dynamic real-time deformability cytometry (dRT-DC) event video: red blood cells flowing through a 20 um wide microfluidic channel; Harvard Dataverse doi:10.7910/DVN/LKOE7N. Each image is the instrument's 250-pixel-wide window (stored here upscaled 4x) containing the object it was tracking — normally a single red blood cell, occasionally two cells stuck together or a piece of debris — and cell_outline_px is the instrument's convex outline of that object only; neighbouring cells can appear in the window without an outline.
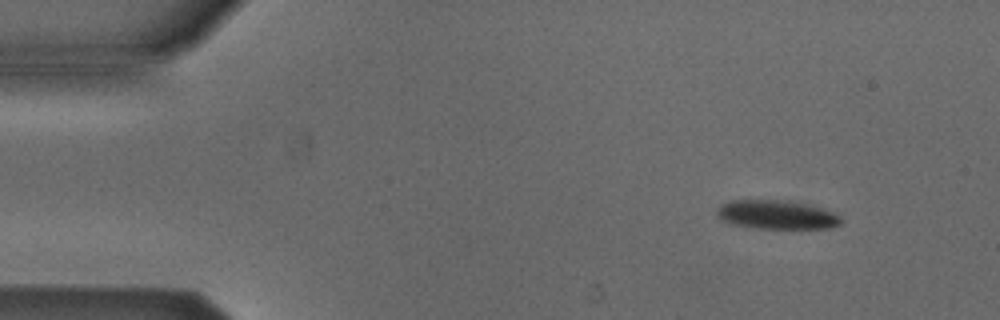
{"species": "Egyptian fruit bat (a non-hibernating species)", "species_latin": "Rousettus aegyptiacus", "temperature_condition": "cold", "stored_images_in_passage": 8, "camera_frame_rate_fps": 3000, "um_per_image_px": 0.085, "animal": {"sex": "male"}, "frame": {"image": 1, "passage_image": 1, "time_ms": 0.0, "image_size_px": [1000, 320], "cell_outline_px": [[840, 224], [832, 228], [752, 228], [728, 224], [720, 220], [716, 212], [720, 204], [732, 200], [776, 200], [804, 204], [824, 208], [840, 216]], "centroid_in_image_um": [65.95, 18.26], "position_along_channel_um": 19.1, "area_um2": 20.87}}
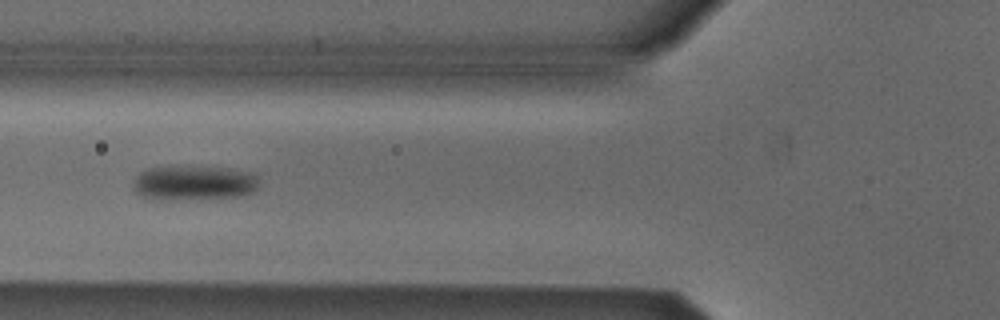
{"frame": {"image": 2, "passage_image": 5, "time_ms": 1.333, "image_size_px": [1000, 320], "cell_outline_px": [[260, 184], [252, 192], [240, 196], [172, 200], [160, 200], [140, 196], [136, 192], [132, 184], [132, 180], [140, 172], [148, 168], [228, 168], [256, 172]], "centroid_in_image_um": [16.5, 15.57], "position_along_channel_um": 109.3, "area_um2": 25.32}}
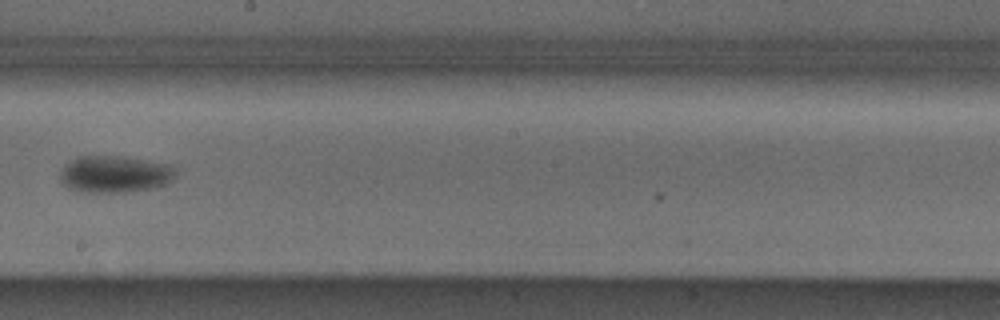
{"frame": {"image": 3, "passage_image": 8, "time_ms": 2.333, "image_size_px": [1000, 320], "cell_outline_px": [[176, 172], [164, 184], [152, 188], [128, 192], [80, 192], [68, 188], [60, 180], [60, 176], [64, 168], [72, 160], [80, 156], [124, 156], [168, 164], [176, 168]], "centroid_in_image_um": [9.74, 14.8], "position_along_channel_um": 238.5, "area_um2": 24.57}}